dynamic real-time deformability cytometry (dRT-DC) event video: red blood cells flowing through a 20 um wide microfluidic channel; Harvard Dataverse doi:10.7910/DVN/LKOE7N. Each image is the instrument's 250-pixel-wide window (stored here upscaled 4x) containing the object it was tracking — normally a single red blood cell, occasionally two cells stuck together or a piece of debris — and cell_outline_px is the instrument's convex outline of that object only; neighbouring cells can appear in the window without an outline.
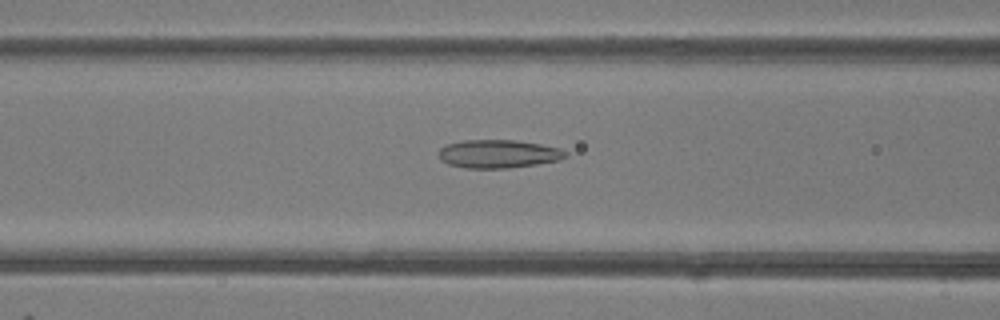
{"species": "common noctule bat (a hibernating species)", "species_latin": "Nyctalus noctula", "temperature_condition": "room temperature", "stored_images_in_passage": 40, "camera_frame_rate_fps": 3000, "um_per_image_px": 0.085, "animal": {"sex": "female"}, "frame": {"image": 1, "passage_image": 11, "time_ms": 3.333, "image_size_px": [1000, 320], "cell_outline_px": [[568, 156], [560, 160], [536, 164], [508, 168], [464, 168], [448, 164], [440, 160], [440, 148], [448, 144], [464, 140], [516, 140], [540, 144], [560, 148], [568, 152]], "centroid_in_image_um": [42.39, 13.08], "position_along_channel_um": 124.2, "area_um2": 20.92}}
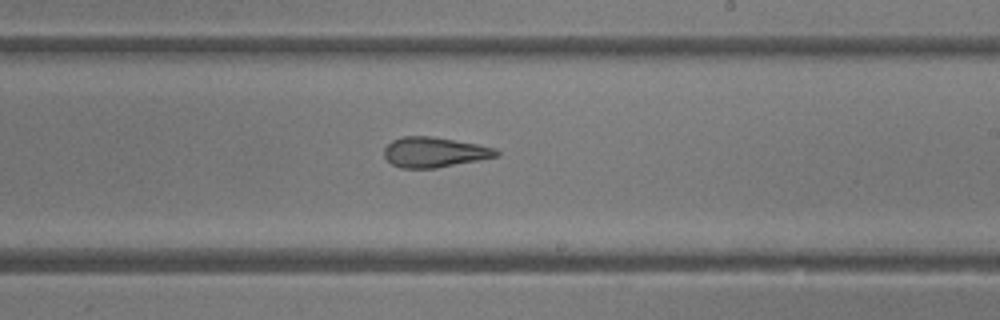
{"frame": {"image": 2, "passage_image": 20, "time_ms": 6.333, "image_size_px": [1000, 320], "cell_outline_px": [[500, 156], [480, 160], [436, 168], [400, 168], [392, 164], [384, 156], [384, 148], [392, 140], [404, 136], [432, 136], [476, 144], [496, 148], [500, 152]], "centroid_in_image_um": [36.93, 12.94], "position_along_channel_um": 252.1, "area_um2": 19.77}}
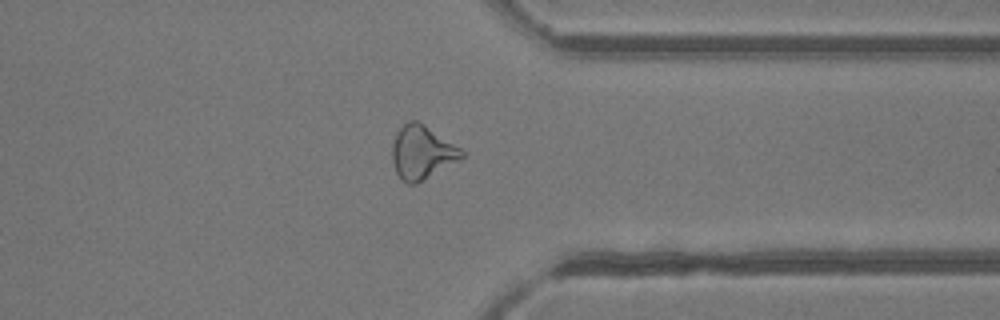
{"frame": {"image": 3, "passage_image": 29, "time_ms": 9.333, "image_size_px": [1000, 320], "cell_outline_px": [[464, 156], [416, 184], [408, 184], [396, 172], [392, 160], [392, 144], [396, 132], [408, 120], [416, 120], [424, 124], [460, 148], [464, 152]], "centroid_in_image_um": [35.83, 12.93], "position_along_channel_um": 375.6, "area_um2": 21.21}, "authors_computed_cell_mechanics": {"area_um2": 21.2415, "velocity_mm_per_s": 4.261, "shape_relaxation_time_tau1_ms": null, "shape_relaxation_time_tau2_ms": 2.9059, "deformation_change_tau1": null, "deformation_change_tau2": 0.1302}}